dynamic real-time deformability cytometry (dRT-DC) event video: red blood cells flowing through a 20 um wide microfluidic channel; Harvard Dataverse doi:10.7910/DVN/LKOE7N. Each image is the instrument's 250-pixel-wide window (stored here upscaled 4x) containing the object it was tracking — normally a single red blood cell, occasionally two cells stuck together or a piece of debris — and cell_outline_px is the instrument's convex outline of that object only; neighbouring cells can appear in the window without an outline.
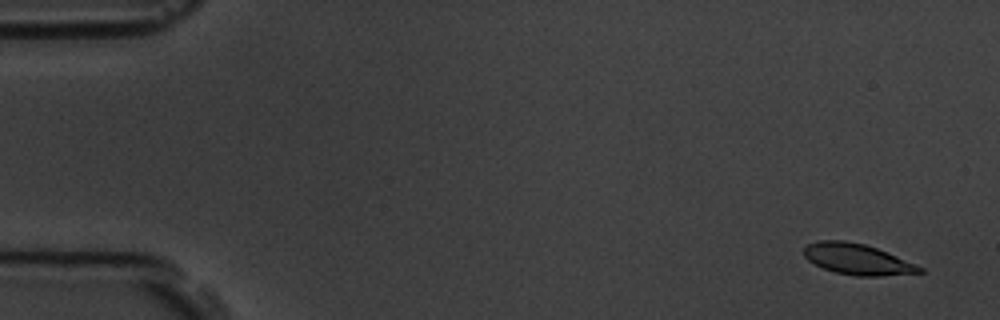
{"species": "common noctule bat (a hibernating species)", "species_latin": "Nyctalus noctula", "temperature_condition": "room temperature", "stored_images_in_passage": 6, "camera_frame_rate_fps": 3000, "um_per_image_px": 0.085, "animal": {"sex": "male", "body_mass_g": 19.5, "forearm_length_mm": 54.6}, "frame": {"image": 1, "passage_image": 1, "time_ms": 0.0, "image_size_px": [1000, 320], "cell_outline_px": [[924, 272], [880, 276], [856, 276], [836, 272], [824, 268], [808, 260], [804, 256], [804, 248], [808, 244], [820, 240], [844, 240], [864, 244], [888, 252], [916, 264], [924, 268]], "centroid_in_image_um": [72.89, 22.03], "position_along_channel_um": 12.1, "area_um2": 20.69}}
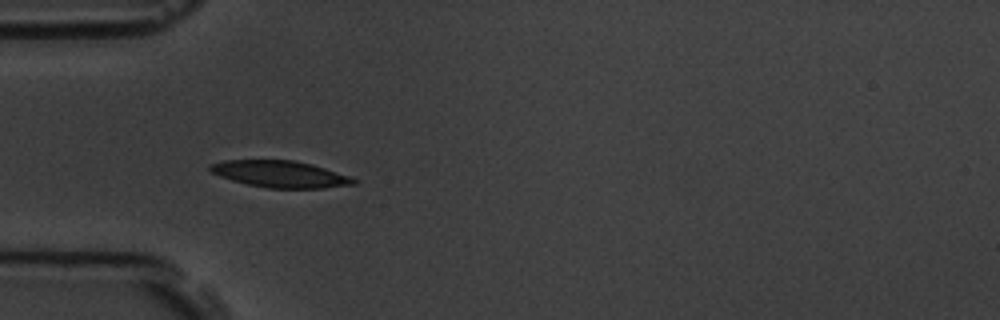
{"frame": {"image": 2, "passage_image": 5, "time_ms": 4.667, "image_size_px": [1000, 320], "cell_outline_px": [[360, 180], [356, 184], [324, 188], [268, 188], [248, 184], [232, 180], [220, 176], [212, 172], [208, 168], [208, 164], [224, 160], [292, 160], [312, 164]], "centroid_in_image_um": [23.81, 14.79], "position_along_channel_um": 61.2, "area_um2": 22.25}}
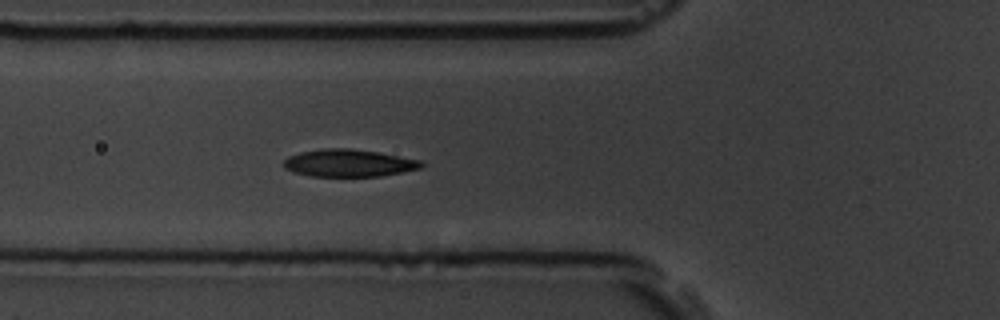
{"frame": {"image": 3, "passage_image": 6, "time_ms": 5.667, "image_size_px": [1000, 320], "cell_outline_px": [[424, 164], [420, 168], [380, 176], [312, 176], [292, 172], [284, 168], [284, 160], [288, 156], [300, 152], [324, 148], [348, 148], [380, 152], [420, 160]], "centroid_in_image_um": [29.61, 13.85], "position_along_channel_um": 96.2, "area_um2": 21.91}}